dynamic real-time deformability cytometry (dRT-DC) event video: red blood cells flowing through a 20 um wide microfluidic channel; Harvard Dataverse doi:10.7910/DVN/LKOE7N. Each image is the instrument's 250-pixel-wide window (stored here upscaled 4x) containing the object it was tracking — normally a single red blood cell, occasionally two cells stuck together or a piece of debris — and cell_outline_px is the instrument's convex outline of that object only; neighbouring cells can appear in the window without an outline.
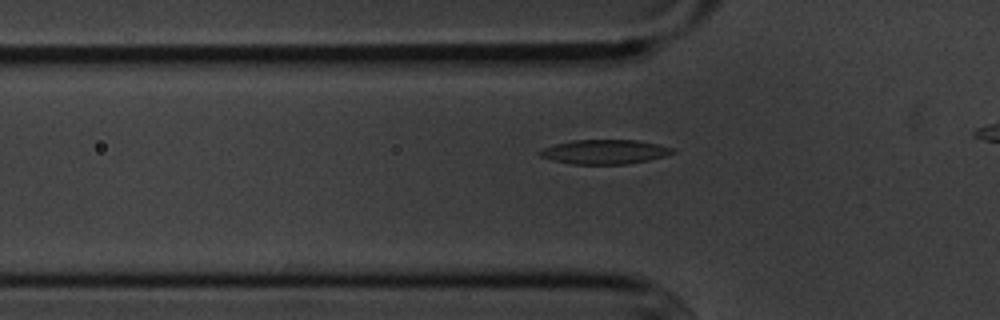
{"species": "common noctule bat (a hibernating species)", "species_latin": "Nyctalus noctula", "temperature_condition": "cold", "stored_images_in_passage": 41, "segment_of_instrument_passage": [1, 2], "camera_frame_rate_fps": 3000, "um_per_image_px": 0.085, "animal": {"sex": "male", "body_mass_g": 20.1, "forearm_length_mm": 53.5}, "frame": {"image": 1, "passage_image": 13, "time_ms": 4.0, "image_size_px": [1000, 320], "cell_outline_px": [[676, 152], [664, 156], [648, 160], [628, 164], [572, 164], [552, 160], [540, 156], [536, 152], [544, 148], [556, 144], [572, 140], [636, 140], [660, 144], [672, 148]], "centroid_in_image_um": [51.39, 12.9], "position_along_channel_um": 74.4, "area_um2": 18.84}}
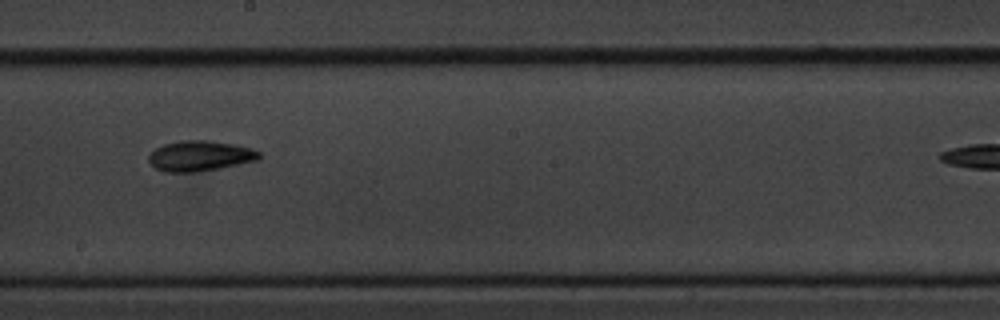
{"frame": {"image": 2, "passage_image": 26, "time_ms": 8.333, "image_size_px": [1000, 320], "cell_outline_px": [[260, 156], [256, 160], [220, 168], [192, 172], [164, 172], [156, 168], [148, 160], [148, 156], [156, 148], [164, 144], [180, 140], [208, 140], [232, 144], [252, 148], [260, 152]], "centroid_in_image_um": [16.97, 13.24], "position_along_channel_um": 231.2, "area_um2": 19.36}}
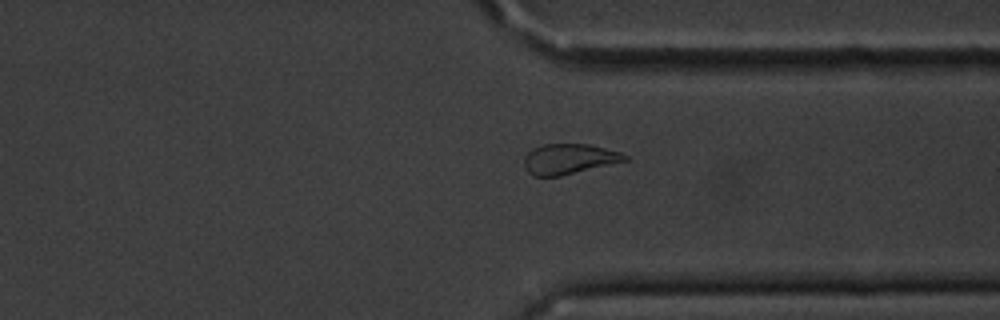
{"frame": {"image": 3, "passage_image": 37, "time_ms": 12.0, "image_size_px": [1000, 320], "cell_outline_px": [[628, 160], [560, 176], [532, 176], [528, 172], [524, 164], [524, 156], [532, 148], [544, 144], [588, 144], [620, 152], [628, 156]], "centroid_in_image_um": [48.33, 13.51], "position_along_channel_um": 363.1, "area_um2": 17.69}}